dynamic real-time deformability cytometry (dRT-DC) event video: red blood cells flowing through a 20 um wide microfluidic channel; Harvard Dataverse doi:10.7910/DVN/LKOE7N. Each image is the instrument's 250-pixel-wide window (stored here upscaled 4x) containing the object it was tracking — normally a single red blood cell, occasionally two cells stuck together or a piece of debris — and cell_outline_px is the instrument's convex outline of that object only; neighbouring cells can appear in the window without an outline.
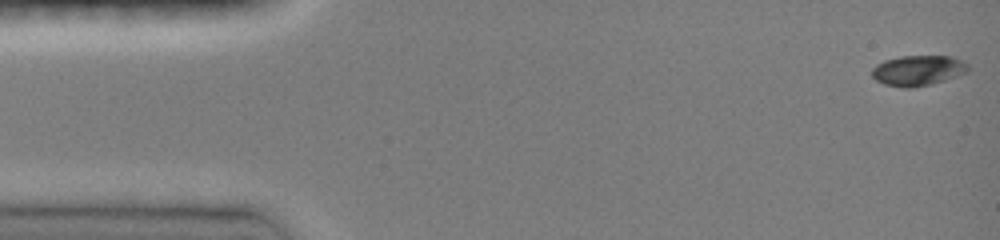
{"species": "common noctule bat (a hibernating species)", "species_latin": "Nyctalus noctula", "temperature_condition": "room temperature", "stored_images_in_passage": 46, "camera_frame_rate_fps": 3000, "um_per_image_px": 0.085, "animal": {"sex": "female", "body_mass_g": 19.0, "forearm_length_mm": 51.5}, "frame": {"image": 1, "passage_image": 1, "time_ms": 0.0, "image_size_px": [1000, 240], "cell_outline_px": [[968, 72], [932, 84], [912, 88], [904, 88], [884, 84], [876, 80], [872, 76], [872, 68], [876, 64], [884, 60], [900, 56], [952, 56], [968, 64]], "centroid_in_image_um": [78.01, 5.99], "position_along_channel_um": 7.0, "area_um2": 17.05}}
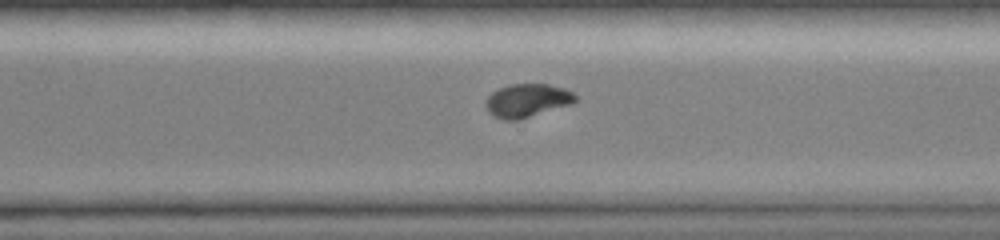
{"frame": {"image": 2, "passage_image": 33, "time_ms": 10.667, "image_size_px": [1000, 240], "cell_outline_px": [[576, 100], [572, 104], [520, 120], [504, 120], [488, 112], [484, 104], [488, 96], [492, 92], [508, 84], [548, 84], [564, 88], [572, 92], [576, 96]], "centroid_in_image_um": [44.81, 8.54], "position_along_channel_um": 325.8, "area_um2": 17.51}}
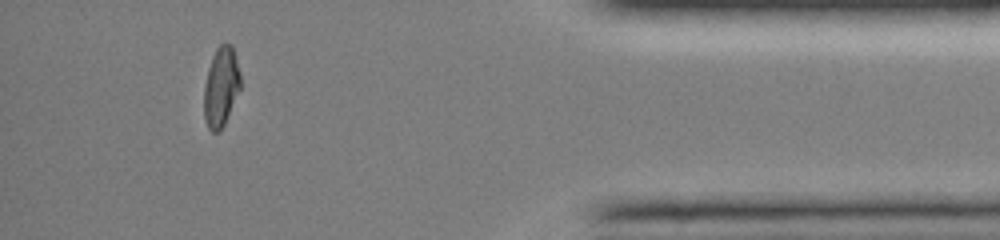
{"frame": {"image": 3, "passage_image": 42, "time_ms": 13.667, "image_size_px": [1000, 240], "cell_outline_px": [[240, 88], [224, 124], [216, 132], [212, 132], [208, 128], [204, 120], [204, 88], [208, 68], [212, 56], [216, 48], [220, 44], [232, 44], [240, 72]], "centroid_in_image_um": [18.77, 7.36], "position_along_channel_um": 416.4, "area_um2": 16.76}, "authors_computed_cell_mechanics": {"area_um2": 17.4267, "velocity_mm_per_s": 4.1402, "shape_relaxation_time_tau1_ms": 3.9464, "shape_relaxation_time_tau2_ms": 1.974, "deformation_change_tau1": 0.1883, "deformation_change_tau2": 0.0448}}